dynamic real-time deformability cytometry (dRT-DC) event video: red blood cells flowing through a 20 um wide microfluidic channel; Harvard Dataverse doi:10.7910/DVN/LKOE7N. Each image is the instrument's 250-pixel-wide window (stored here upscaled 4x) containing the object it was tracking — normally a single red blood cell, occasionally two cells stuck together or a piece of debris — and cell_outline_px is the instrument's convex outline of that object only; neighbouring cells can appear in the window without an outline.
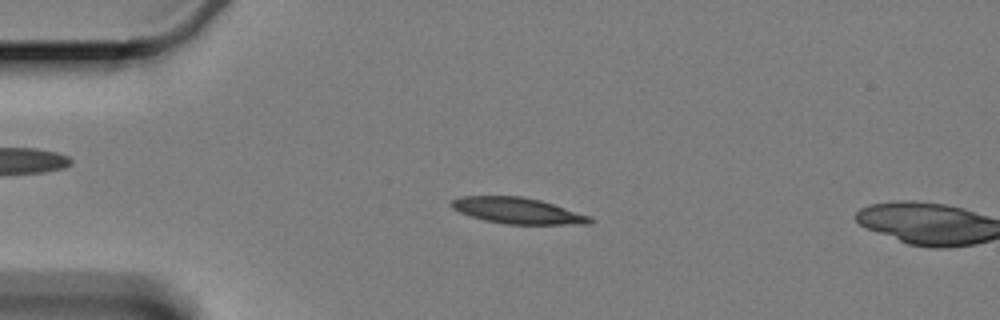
{"species": "Egyptian fruit bat (a non-hibernating species)", "species_latin": "Rousettus aegyptiacus", "temperature_condition": "cold", "stored_images_in_passage": 15, "camera_frame_rate_fps": 3000, "um_per_image_px": 0.085, "animal": {"sex": "female"}, "frame": {"image": 1, "passage_image": 13, "time_ms": 4.0, "image_size_px": [1000, 320], "cell_outline_px": [[596, 220], [592, 224], [504, 224], [484, 220], [460, 212], [452, 208], [448, 204], [452, 200], [464, 196], [520, 196], [540, 200], [592, 216]], "centroid_in_image_um": [44.04, 17.91], "position_along_channel_um": 41.0, "area_um2": 21.1}}